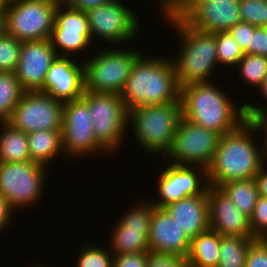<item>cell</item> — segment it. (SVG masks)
<instances>
[{"label": "cell", "instance_id": "1", "mask_svg": "<svg viewBox=\"0 0 267 267\" xmlns=\"http://www.w3.org/2000/svg\"><path fill=\"white\" fill-rule=\"evenodd\" d=\"M257 133L246 120L234 131L220 136L216 153L207 168L209 186L219 187L230 181L255 178L267 162Z\"/></svg>", "mask_w": 267, "mask_h": 267}, {"label": "cell", "instance_id": "2", "mask_svg": "<svg viewBox=\"0 0 267 267\" xmlns=\"http://www.w3.org/2000/svg\"><path fill=\"white\" fill-rule=\"evenodd\" d=\"M159 15L177 34L175 36L178 41L175 42L179 48L176 52L178 55L169 58L180 87L190 83L213 81L212 75L219 66L215 33L193 28L175 10L164 11Z\"/></svg>", "mask_w": 267, "mask_h": 267}, {"label": "cell", "instance_id": "3", "mask_svg": "<svg viewBox=\"0 0 267 267\" xmlns=\"http://www.w3.org/2000/svg\"><path fill=\"white\" fill-rule=\"evenodd\" d=\"M215 81L196 82L181 87L180 101L183 118L220 136L237 129L244 121V103L233 104L226 89Z\"/></svg>", "mask_w": 267, "mask_h": 267}, {"label": "cell", "instance_id": "4", "mask_svg": "<svg viewBox=\"0 0 267 267\" xmlns=\"http://www.w3.org/2000/svg\"><path fill=\"white\" fill-rule=\"evenodd\" d=\"M143 54L134 63L120 93L127 111L140 106L181 102V87L168 56Z\"/></svg>", "mask_w": 267, "mask_h": 267}, {"label": "cell", "instance_id": "5", "mask_svg": "<svg viewBox=\"0 0 267 267\" xmlns=\"http://www.w3.org/2000/svg\"><path fill=\"white\" fill-rule=\"evenodd\" d=\"M182 117L181 102L140 106L128 111L127 127L128 131L132 129V136L143 152L160 154L157 157L162 158L173 144Z\"/></svg>", "mask_w": 267, "mask_h": 267}, {"label": "cell", "instance_id": "6", "mask_svg": "<svg viewBox=\"0 0 267 267\" xmlns=\"http://www.w3.org/2000/svg\"><path fill=\"white\" fill-rule=\"evenodd\" d=\"M103 50H102V49ZM93 55L86 54L84 62L85 90L89 92L114 93L120 95L131 75L141 51L119 46H103ZM101 49V50H100ZM96 52V53H95Z\"/></svg>", "mask_w": 267, "mask_h": 267}, {"label": "cell", "instance_id": "7", "mask_svg": "<svg viewBox=\"0 0 267 267\" xmlns=\"http://www.w3.org/2000/svg\"><path fill=\"white\" fill-rule=\"evenodd\" d=\"M47 168L32 161L0 162V194L15 212L40 203L50 174Z\"/></svg>", "mask_w": 267, "mask_h": 267}, {"label": "cell", "instance_id": "8", "mask_svg": "<svg viewBox=\"0 0 267 267\" xmlns=\"http://www.w3.org/2000/svg\"><path fill=\"white\" fill-rule=\"evenodd\" d=\"M81 98L88 105L97 142L110 155L118 153L128 133V111L120 95L85 90Z\"/></svg>", "mask_w": 267, "mask_h": 267}, {"label": "cell", "instance_id": "9", "mask_svg": "<svg viewBox=\"0 0 267 267\" xmlns=\"http://www.w3.org/2000/svg\"><path fill=\"white\" fill-rule=\"evenodd\" d=\"M133 9L122 0H111L89 9L86 13L93 43L99 39L98 42H105L107 47H124L130 44L129 41H136L142 28L140 18Z\"/></svg>", "mask_w": 267, "mask_h": 267}, {"label": "cell", "instance_id": "10", "mask_svg": "<svg viewBox=\"0 0 267 267\" xmlns=\"http://www.w3.org/2000/svg\"><path fill=\"white\" fill-rule=\"evenodd\" d=\"M57 0H8L5 8L6 34L17 40L50 39Z\"/></svg>", "mask_w": 267, "mask_h": 267}, {"label": "cell", "instance_id": "11", "mask_svg": "<svg viewBox=\"0 0 267 267\" xmlns=\"http://www.w3.org/2000/svg\"><path fill=\"white\" fill-rule=\"evenodd\" d=\"M219 138L220 135L214 131L182 117L173 144L163 160L174 165L207 169L216 153Z\"/></svg>", "mask_w": 267, "mask_h": 267}, {"label": "cell", "instance_id": "12", "mask_svg": "<svg viewBox=\"0 0 267 267\" xmlns=\"http://www.w3.org/2000/svg\"><path fill=\"white\" fill-rule=\"evenodd\" d=\"M150 201V202H149ZM137 201L112 224L108 247L113 255L149 251L151 217L155 206L150 200Z\"/></svg>", "mask_w": 267, "mask_h": 267}, {"label": "cell", "instance_id": "13", "mask_svg": "<svg viewBox=\"0 0 267 267\" xmlns=\"http://www.w3.org/2000/svg\"><path fill=\"white\" fill-rule=\"evenodd\" d=\"M62 145L65 157L69 159L80 160L85 155L90 157L92 154H108L95 138L93 119L82 98L64 103Z\"/></svg>", "mask_w": 267, "mask_h": 267}, {"label": "cell", "instance_id": "14", "mask_svg": "<svg viewBox=\"0 0 267 267\" xmlns=\"http://www.w3.org/2000/svg\"><path fill=\"white\" fill-rule=\"evenodd\" d=\"M64 103L41 91H26L8 122L26 134L39 131H62Z\"/></svg>", "mask_w": 267, "mask_h": 267}, {"label": "cell", "instance_id": "15", "mask_svg": "<svg viewBox=\"0 0 267 267\" xmlns=\"http://www.w3.org/2000/svg\"><path fill=\"white\" fill-rule=\"evenodd\" d=\"M49 40L57 56L76 58L80 53L86 54L83 51L89 53L94 44L87 13L59 3Z\"/></svg>", "mask_w": 267, "mask_h": 267}, {"label": "cell", "instance_id": "16", "mask_svg": "<svg viewBox=\"0 0 267 267\" xmlns=\"http://www.w3.org/2000/svg\"><path fill=\"white\" fill-rule=\"evenodd\" d=\"M158 173L155 189L158 199L151 200L157 208H163L169 203L181 199L204 194L209 182L207 169L199 166H179L166 164Z\"/></svg>", "mask_w": 267, "mask_h": 267}, {"label": "cell", "instance_id": "17", "mask_svg": "<svg viewBox=\"0 0 267 267\" xmlns=\"http://www.w3.org/2000/svg\"><path fill=\"white\" fill-rule=\"evenodd\" d=\"M174 10L203 32L228 31L241 22L239 0H183Z\"/></svg>", "mask_w": 267, "mask_h": 267}, {"label": "cell", "instance_id": "18", "mask_svg": "<svg viewBox=\"0 0 267 267\" xmlns=\"http://www.w3.org/2000/svg\"><path fill=\"white\" fill-rule=\"evenodd\" d=\"M57 54L49 39L22 42L15 76L25 91H41Z\"/></svg>", "mask_w": 267, "mask_h": 267}, {"label": "cell", "instance_id": "19", "mask_svg": "<svg viewBox=\"0 0 267 267\" xmlns=\"http://www.w3.org/2000/svg\"><path fill=\"white\" fill-rule=\"evenodd\" d=\"M84 91V62L79 58L57 56L47 72L43 92L65 103L80 99Z\"/></svg>", "mask_w": 267, "mask_h": 267}, {"label": "cell", "instance_id": "20", "mask_svg": "<svg viewBox=\"0 0 267 267\" xmlns=\"http://www.w3.org/2000/svg\"><path fill=\"white\" fill-rule=\"evenodd\" d=\"M207 198L211 230L222 236L254 237L250 218L240 212L219 187L209 186Z\"/></svg>", "mask_w": 267, "mask_h": 267}, {"label": "cell", "instance_id": "21", "mask_svg": "<svg viewBox=\"0 0 267 267\" xmlns=\"http://www.w3.org/2000/svg\"><path fill=\"white\" fill-rule=\"evenodd\" d=\"M149 250L187 257L190 239L164 208L155 207L151 217Z\"/></svg>", "mask_w": 267, "mask_h": 267}, {"label": "cell", "instance_id": "22", "mask_svg": "<svg viewBox=\"0 0 267 267\" xmlns=\"http://www.w3.org/2000/svg\"><path fill=\"white\" fill-rule=\"evenodd\" d=\"M163 208L190 240L210 228L207 191L169 203Z\"/></svg>", "mask_w": 267, "mask_h": 267}, {"label": "cell", "instance_id": "23", "mask_svg": "<svg viewBox=\"0 0 267 267\" xmlns=\"http://www.w3.org/2000/svg\"><path fill=\"white\" fill-rule=\"evenodd\" d=\"M30 161L50 167L61 154L65 156L62 145V131L39 130L27 134ZM56 158V159H55Z\"/></svg>", "mask_w": 267, "mask_h": 267}, {"label": "cell", "instance_id": "24", "mask_svg": "<svg viewBox=\"0 0 267 267\" xmlns=\"http://www.w3.org/2000/svg\"><path fill=\"white\" fill-rule=\"evenodd\" d=\"M221 235L210 228L190 240L187 260L190 267H217Z\"/></svg>", "mask_w": 267, "mask_h": 267}, {"label": "cell", "instance_id": "25", "mask_svg": "<svg viewBox=\"0 0 267 267\" xmlns=\"http://www.w3.org/2000/svg\"><path fill=\"white\" fill-rule=\"evenodd\" d=\"M27 161H30L27 134L7 122L0 123V162Z\"/></svg>", "mask_w": 267, "mask_h": 267}, {"label": "cell", "instance_id": "26", "mask_svg": "<svg viewBox=\"0 0 267 267\" xmlns=\"http://www.w3.org/2000/svg\"><path fill=\"white\" fill-rule=\"evenodd\" d=\"M219 188L230 198L240 212L249 218L252 216L259 197L255 178L230 181L222 184Z\"/></svg>", "mask_w": 267, "mask_h": 267}, {"label": "cell", "instance_id": "27", "mask_svg": "<svg viewBox=\"0 0 267 267\" xmlns=\"http://www.w3.org/2000/svg\"><path fill=\"white\" fill-rule=\"evenodd\" d=\"M256 240L255 237L221 235L217 267H245L248 250Z\"/></svg>", "mask_w": 267, "mask_h": 267}, {"label": "cell", "instance_id": "28", "mask_svg": "<svg viewBox=\"0 0 267 267\" xmlns=\"http://www.w3.org/2000/svg\"><path fill=\"white\" fill-rule=\"evenodd\" d=\"M26 91L13 72H0V123L8 122Z\"/></svg>", "mask_w": 267, "mask_h": 267}, {"label": "cell", "instance_id": "29", "mask_svg": "<svg viewBox=\"0 0 267 267\" xmlns=\"http://www.w3.org/2000/svg\"><path fill=\"white\" fill-rule=\"evenodd\" d=\"M243 80V85L258 90L267 77V57L260 55L244 54L236 65L235 70ZM251 85V86H250Z\"/></svg>", "mask_w": 267, "mask_h": 267}, {"label": "cell", "instance_id": "30", "mask_svg": "<svg viewBox=\"0 0 267 267\" xmlns=\"http://www.w3.org/2000/svg\"><path fill=\"white\" fill-rule=\"evenodd\" d=\"M91 242L80 245V251L77 252V259L75 267H112L113 266V254L110 248L98 243Z\"/></svg>", "mask_w": 267, "mask_h": 267}, {"label": "cell", "instance_id": "31", "mask_svg": "<svg viewBox=\"0 0 267 267\" xmlns=\"http://www.w3.org/2000/svg\"><path fill=\"white\" fill-rule=\"evenodd\" d=\"M215 37L219 67L223 66L224 68L230 67L233 69L244 56V52L228 31L216 32Z\"/></svg>", "mask_w": 267, "mask_h": 267}, {"label": "cell", "instance_id": "32", "mask_svg": "<svg viewBox=\"0 0 267 267\" xmlns=\"http://www.w3.org/2000/svg\"><path fill=\"white\" fill-rule=\"evenodd\" d=\"M21 47L22 41L15 37L6 33L0 36V72H15Z\"/></svg>", "mask_w": 267, "mask_h": 267}, {"label": "cell", "instance_id": "33", "mask_svg": "<svg viewBox=\"0 0 267 267\" xmlns=\"http://www.w3.org/2000/svg\"><path fill=\"white\" fill-rule=\"evenodd\" d=\"M241 22L267 27V0H239Z\"/></svg>", "mask_w": 267, "mask_h": 267}, {"label": "cell", "instance_id": "34", "mask_svg": "<svg viewBox=\"0 0 267 267\" xmlns=\"http://www.w3.org/2000/svg\"><path fill=\"white\" fill-rule=\"evenodd\" d=\"M250 227L256 239L267 237V198L258 197L254 212L250 217Z\"/></svg>", "mask_w": 267, "mask_h": 267}, {"label": "cell", "instance_id": "35", "mask_svg": "<svg viewBox=\"0 0 267 267\" xmlns=\"http://www.w3.org/2000/svg\"><path fill=\"white\" fill-rule=\"evenodd\" d=\"M147 267H190L187 257L176 254L148 251Z\"/></svg>", "mask_w": 267, "mask_h": 267}, {"label": "cell", "instance_id": "36", "mask_svg": "<svg viewBox=\"0 0 267 267\" xmlns=\"http://www.w3.org/2000/svg\"><path fill=\"white\" fill-rule=\"evenodd\" d=\"M245 267H267V242L257 239L249 248Z\"/></svg>", "mask_w": 267, "mask_h": 267}, {"label": "cell", "instance_id": "37", "mask_svg": "<svg viewBox=\"0 0 267 267\" xmlns=\"http://www.w3.org/2000/svg\"><path fill=\"white\" fill-rule=\"evenodd\" d=\"M255 28L256 26L252 24L239 22L228 30V33L239 44V47L244 52V54H249L250 39Z\"/></svg>", "mask_w": 267, "mask_h": 267}, {"label": "cell", "instance_id": "38", "mask_svg": "<svg viewBox=\"0 0 267 267\" xmlns=\"http://www.w3.org/2000/svg\"><path fill=\"white\" fill-rule=\"evenodd\" d=\"M148 251L113 256L112 267H147Z\"/></svg>", "mask_w": 267, "mask_h": 267}, {"label": "cell", "instance_id": "39", "mask_svg": "<svg viewBox=\"0 0 267 267\" xmlns=\"http://www.w3.org/2000/svg\"><path fill=\"white\" fill-rule=\"evenodd\" d=\"M250 55L267 57V27H256L249 44Z\"/></svg>", "mask_w": 267, "mask_h": 267}, {"label": "cell", "instance_id": "40", "mask_svg": "<svg viewBox=\"0 0 267 267\" xmlns=\"http://www.w3.org/2000/svg\"><path fill=\"white\" fill-rule=\"evenodd\" d=\"M249 122L256 128L258 134L260 132V144L267 155V110L257 112L249 119Z\"/></svg>", "mask_w": 267, "mask_h": 267}, {"label": "cell", "instance_id": "41", "mask_svg": "<svg viewBox=\"0 0 267 267\" xmlns=\"http://www.w3.org/2000/svg\"><path fill=\"white\" fill-rule=\"evenodd\" d=\"M259 90V94L261 95L260 98H262L265 103L267 104V77L265 78L264 82L261 84V86L258 88ZM246 101H244V107H245V117L246 120H249L254 114H256L257 112H261V111H265L267 110V105H262V104H258L256 106V104L251 103L250 101L247 103H245Z\"/></svg>", "mask_w": 267, "mask_h": 267}, {"label": "cell", "instance_id": "42", "mask_svg": "<svg viewBox=\"0 0 267 267\" xmlns=\"http://www.w3.org/2000/svg\"><path fill=\"white\" fill-rule=\"evenodd\" d=\"M15 214L16 212L0 194V234L3 233L5 229L7 230L9 228L10 224L13 222Z\"/></svg>", "mask_w": 267, "mask_h": 267}, {"label": "cell", "instance_id": "43", "mask_svg": "<svg viewBox=\"0 0 267 267\" xmlns=\"http://www.w3.org/2000/svg\"><path fill=\"white\" fill-rule=\"evenodd\" d=\"M110 1L111 0H67L65 3L75 10L87 12L89 9L98 7Z\"/></svg>", "mask_w": 267, "mask_h": 267}, {"label": "cell", "instance_id": "44", "mask_svg": "<svg viewBox=\"0 0 267 267\" xmlns=\"http://www.w3.org/2000/svg\"><path fill=\"white\" fill-rule=\"evenodd\" d=\"M255 180L258 186L259 196L267 198V162L255 175Z\"/></svg>", "mask_w": 267, "mask_h": 267}, {"label": "cell", "instance_id": "45", "mask_svg": "<svg viewBox=\"0 0 267 267\" xmlns=\"http://www.w3.org/2000/svg\"><path fill=\"white\" fill-rule=\"evenodd\" d=\"M154 2V4H156L154 7H156L157 10V14L158 11L159 13L164 12V11H168V10H174L183 0H152ZM156 1V3H155Z\"/></svg>", "mask_w": 267, "mask_h": 267}, {"label": "cell", "instance_id": "46", "mask_svg": "<svg viewBox=\"0 0 267 267\" xmlns=\"http://www.w3.org/2000/svg\"><path fill=\"white\" fill-rule=\"evenodd\" d=\"M6 33L5 13H0V36Z\"/></svg>", "mask_w": 267, "mask_h": 267}, {"label": "cell", "instance_id": "47", "mask_svg": "<svg viewBox=\"0 0 267 267\" xmlns=\"http://www.w3.org/2000/svg\"><path fill=\"white\" fill-rule=\"evenodd\" d=\"M8 0H0V13L5 12L6 4Z\"/></svg>", "mask_w": 267, "mask_h": 267}, {"label": "cell", "instance_id": "48", "mask_svg": "<svg viewBox=\"0 0 267 267\" xmlns=\"http://www.w3.org/2000/svg\"><path fill=\"white\" fill-rule=\"evenodd\" d=\"M34 264H31V262H30V266L29 267H47V266H45V264L43 263V264H41V263H37V261H36V263L35 262H33ZM52 267V266H51Z\"/></svg>", "mask_w": 267, "mask_h": 267}, {"label": "cell", "instance_id": "49", "mask_svg": "<svg viewBox=\"0 0 267 267\" xmlns=\"http://www.w3.org/2000/svg\"><path fill=\"white\" fill-rule=\"evenodd\" d=\"M57 1H59L60 3H65L66 2V0H57Z\"/></svg>", "mask_w": 267, "mask_h": 267}]
</instances>
